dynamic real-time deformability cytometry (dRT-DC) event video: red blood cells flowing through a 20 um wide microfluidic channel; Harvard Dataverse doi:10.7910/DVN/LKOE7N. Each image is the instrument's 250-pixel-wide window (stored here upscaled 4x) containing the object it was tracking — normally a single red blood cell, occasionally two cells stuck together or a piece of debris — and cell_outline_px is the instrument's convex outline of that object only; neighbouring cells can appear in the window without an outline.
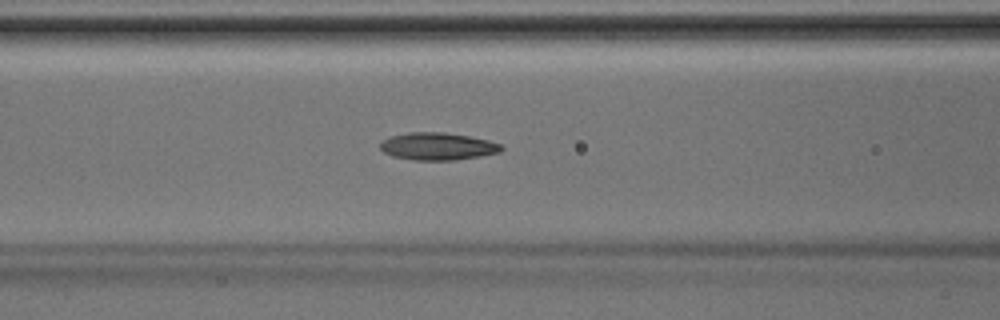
{"species": "Egyptian fruit bat (a non-hibernating species)", "species_latin": "Rousettus aegyptiacus", "temperature_condition": "room temperature", "stored_images_in_passage": 38, "camera_frame_rate_fps": 3000, "um_per_image_px": 0.085, "animal": {"sex": "male"}, "frame": {"image": 1, "passage_image": 16, "time_ms": 5.0, "image_size_px": [1000, 320], "cell_outline_px": [[504, 148], [500, 152], [480, 156], [456, 160], [412, 160], [392, 156], [384, 152], [380, 148], [380, 144], [384, 140], [392, 136], [408, 132], [444, 132], [468, 136], [488, 140], [500, 144]], "centroid_in_image_um": [37.2, 12.44], "position_along_channel_um": 129.4, "area_um2": 19.31}}
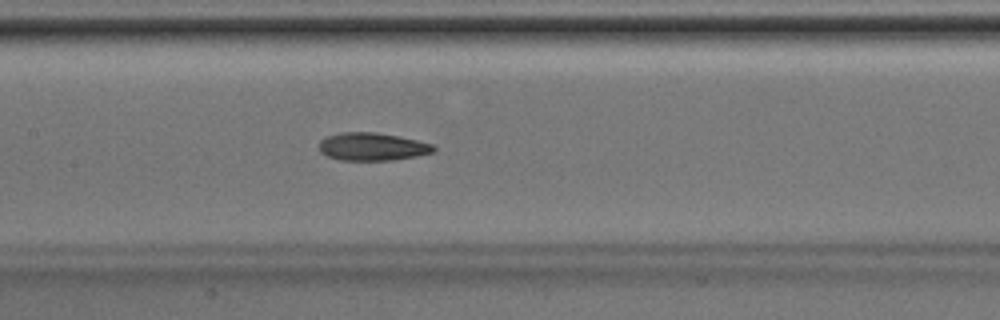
{"frame": {"image": 2, "passage_image": 19, "time_ms": 6.0, "image_size_px": [1000, 320], "cell_outline_px": [[436, 148], [432, 152], [416, 156], [392, 160], [340, 160], [328, 156], [320, 152], [320, 140], [328, 136], [340, 132], [376, 132], [416, 140], [432, 144]], "centroid_in_image_um": [31.62, 12.46], "position_along_channel_um": 175.8, "area_um2": 18.38}}
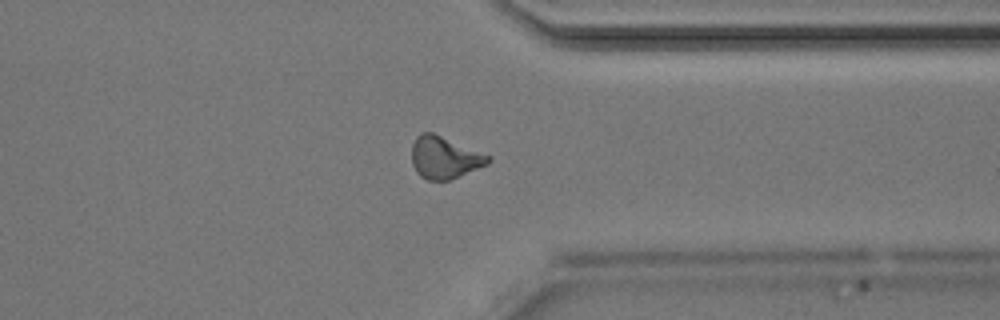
{"frame": {"image": 3, "passage_image": 32, "time_ms": 10.333, "image_size_px": [1000, 320], "cell_outline_px": [[492, 160], [488, 164], [448, 180], [428, 180], [420, 176], [416, 172], [412, 164], [412, 144], [416, 136], [420, 132], [432, 132], [492, 156]], "centroid_in_image_um": [37.77, 13.38], "position_along_channel_um": 373.6, "area_um2": 18.79}}